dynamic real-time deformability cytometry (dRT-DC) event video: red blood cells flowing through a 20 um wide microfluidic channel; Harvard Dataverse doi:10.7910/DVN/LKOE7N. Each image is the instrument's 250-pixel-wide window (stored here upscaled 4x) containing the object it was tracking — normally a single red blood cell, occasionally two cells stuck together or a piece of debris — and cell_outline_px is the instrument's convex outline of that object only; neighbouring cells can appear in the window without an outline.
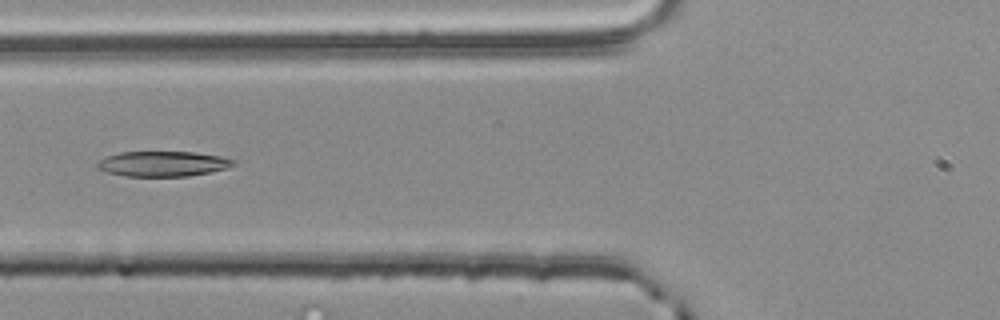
{"species": "common noctule bat (a hibernating species)", "species_latin": "Nyctalus noctula", "temperature_condition": "room temperature", "stored_images_in_passage": 56, "segment_of_instrument_passage": [1, 2], "camera_frame_rate_fps": 3000, "um_per_image_px": 0.085, "animal": {"sex": "male", "body_mass_g": 20.4}, "frame": {"image": 1, "passage_image": 22, "time_ms": 7.0, "image_size_px": [1000, 320], "cell_outline_px": [[236, 164], [212, 172], [188, 176], [124, 176], [108, 172], [96, 168], [96, 164], [100, 160], [108, 156], [120, 152], [196, 152], [220, 156], [236, 160]], "centroid_in_image_um": [13.86, 13.92], "position_along_channel_um": 111.9, "area_um2": 19.94}}
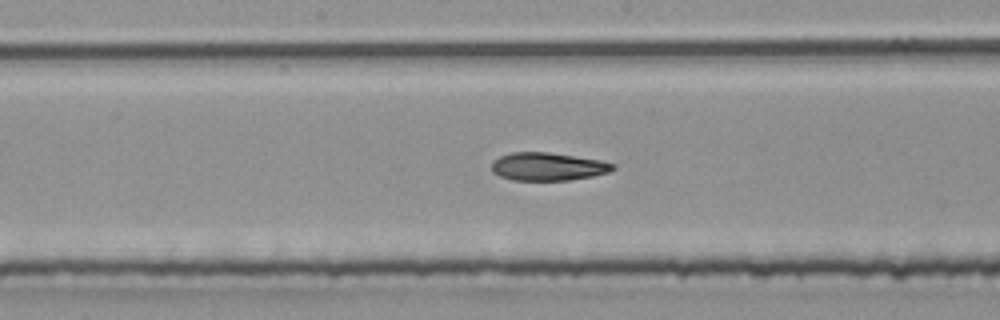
{"frame": {"image": 2, "passage_image": 29, "time_ms": 9.333, "image_size_px": [1000, 320], "cell_outline_px": [[616, 168], [608, 172], [592, 176], [568, 180], [512, 180], [500, 176], [492, 172], [492, 160], [500, 156], [512, 152], [548, 152], [600, 160], [616, 164]], "centroid_in_image_um": [46.55, 14.15], "position_along_channel_um": 201.6, "area_um2": 19.77}}
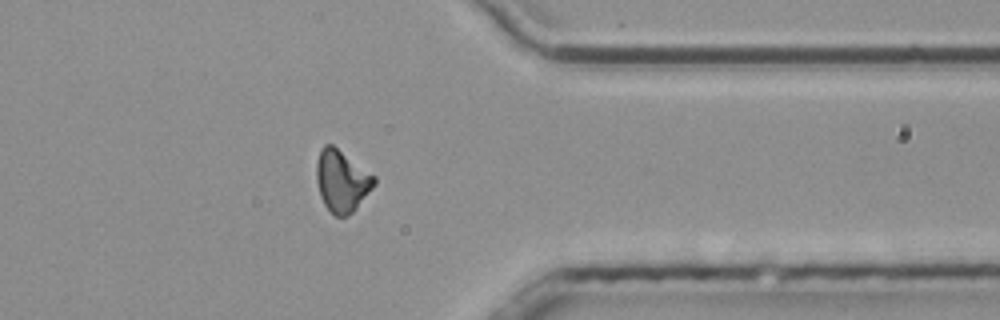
{"frame": {"image": 3, "passage_image": 44, "time_ms": 14.333, "image_size_px": [1000, 320], "cell_outline_px": [[376, 184], [356, 208], [348, 216], [336, 216], [324, 204], [320, 196], [316, 180], [316, 164], [320, 148], [324, 144], [332, 144], [376, 176]], "centroid_in_image_um": [29.05, 15.36], "position_along_channel_um": 382.4, "area_um2": 20.81}}